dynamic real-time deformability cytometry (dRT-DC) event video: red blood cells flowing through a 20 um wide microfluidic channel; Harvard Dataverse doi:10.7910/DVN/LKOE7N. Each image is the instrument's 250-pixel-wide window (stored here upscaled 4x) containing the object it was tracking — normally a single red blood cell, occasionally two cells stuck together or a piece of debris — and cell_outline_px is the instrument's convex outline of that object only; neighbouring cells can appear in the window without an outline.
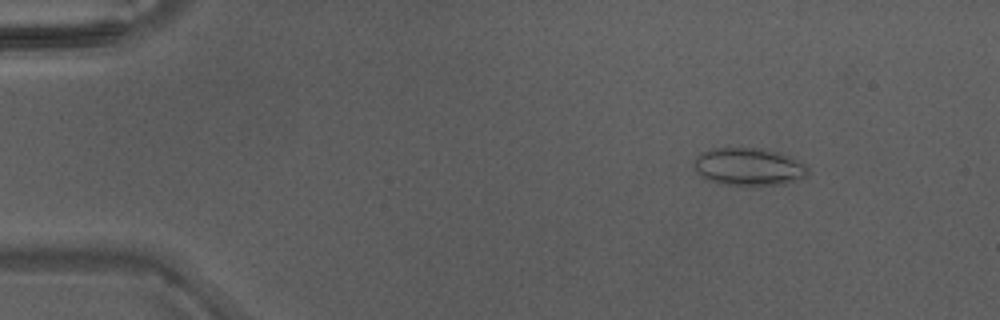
{"species": "Egyptian fruit bat (a non-hibernating species)", "species_latin": "Rousettus aegyptiacus", "temperature_condition": "warm", "stored_images_in_passage": 45, "camera_frame_rate_fps": 3000, "um_per_image_px": 0.085, "animal": {"sex": "male"}, "frame": {"image": 1, "passage_image": 6, "time_ms": 1.667, "image_size_px": [1000, 320], "cell_outline_px": [[808, 176], [784, 184], [720, 184], [704, 180], [692, 168], [692, 160], [700, 152], [712, 148], [728, 144], [764, 148], [780, 152], [804, 164], [808, 168]], "centroid_in_image_um": [63.52, 14.11], "position_along_channel_um": 21.5, "area_um2": 26.01}}
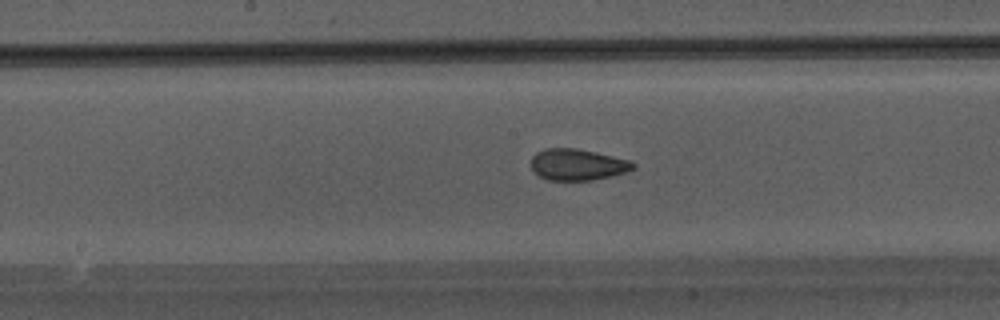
{"frame": {"image": 2, "passage_image": 24, "time_ms": 7.667, "image_size_px": [1000, 320], "cell_outline_px": [[636, 168], [628, 172], [592, 180], [548, 180], [532, 172], [532, 156], [536, 152], [544, 148], [576, 148], [596, 152], [632, 160], [636, 164]], "centroid_in_image_um": [49.12, 13.98], "position_along_channel_um": 199.1, "area_um2": 18.9}}
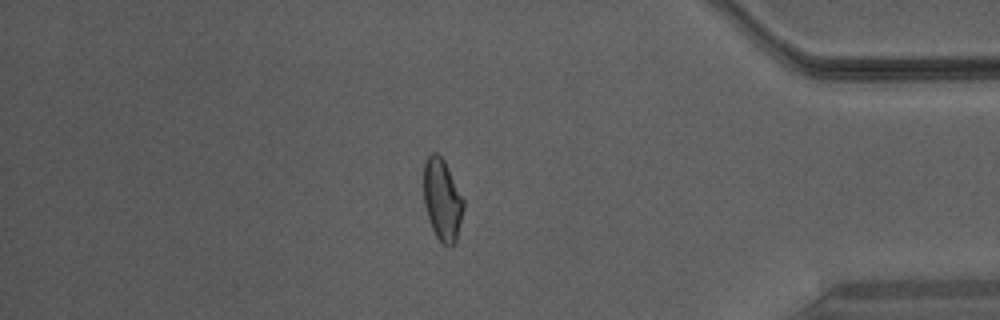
{"frame": {"image": 3, "passage_image": 39, "time_ms": 12.667, "image_size_px": [1000, 320], "cell_outline_px": [[464, 208], [456, 240], [448, 248], [436, 236], [428, 220], [424, 204], [424, 160], [432, 152], [436, 152], [444, 160], [464, 200]], "centroid_in_image_um": [37.58, 16.97], "position_along_channel_um": 397.6, "area_um2": 18.9}}